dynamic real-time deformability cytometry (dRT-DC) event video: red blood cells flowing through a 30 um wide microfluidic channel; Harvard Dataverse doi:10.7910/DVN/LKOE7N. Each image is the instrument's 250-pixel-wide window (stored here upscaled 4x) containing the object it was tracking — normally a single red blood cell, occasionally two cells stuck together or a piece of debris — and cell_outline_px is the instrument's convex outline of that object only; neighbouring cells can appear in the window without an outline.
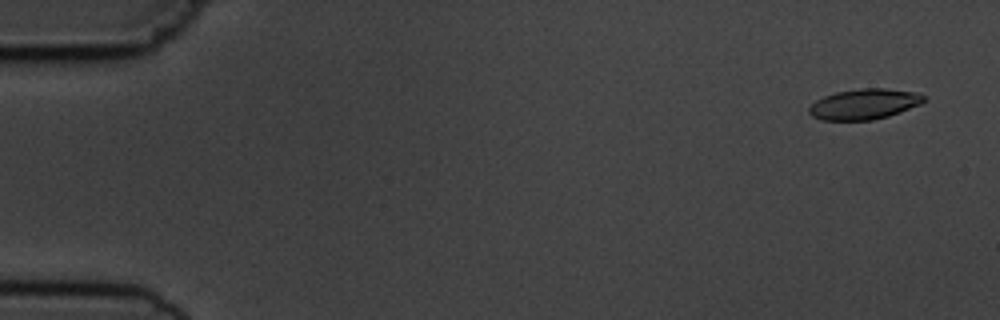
{"species": "common noctule bat (a hibernating species)", "species_latin": "Nyctalus noctula", "temperature_condition": "cold", "stored_images_in_passage": 5, "camera_frame_rate_fps": 3000, "um_per_image_px": 0.085, "animal": {"sex": "male", "body_mass_g": 19.5, "forearm_length_mm": 54.6}, "frame": {"image": 1, "passage_image": 1, "time_ms": 0.0, "image_size_px": [1000, 320], "cell_outline_px": [[924, 100], [920, 104], [900, 112], [888, 116], [872, 120], [820, 120], [812, 116], [808, 112], [808, 108], [816, 100], [824, 96], [836, 92], [860, 88], [884, 88], [916, 92], [924, 96]], "centroid_in_image_um": [73.43, 8.85], "position_along_channel_um": 11.6, "area_um2": 20.35}}
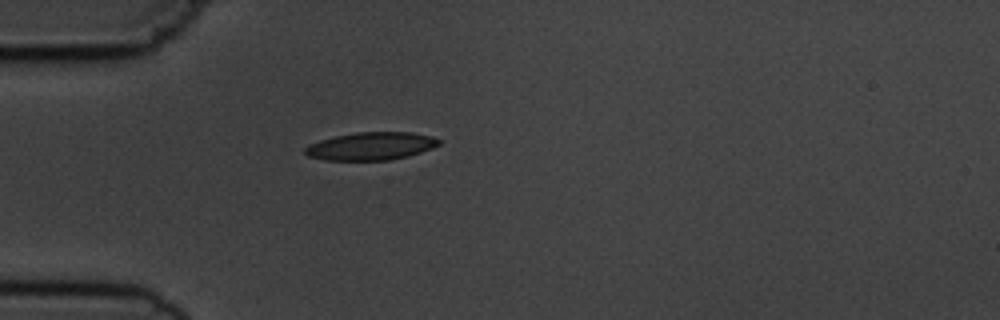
{"frame": {"image": 2, "passage_image": 5, "time_ms": 4.333, "image_size_px": [1000, 320], "cell_outline_px": [[440, 144], [432, 148], [408, 156], [388, 160], [324, 160], [308, 156], [304, 152], [304, 148], [308, 144], [320, 140], [336, 136], [356, 132], [412, 132], [432, 136], [440, 140]], "centroid_in_image_um": [31.52, 12.42], "position_along_channel_um": 53.5, "area_um2": 21.73}}